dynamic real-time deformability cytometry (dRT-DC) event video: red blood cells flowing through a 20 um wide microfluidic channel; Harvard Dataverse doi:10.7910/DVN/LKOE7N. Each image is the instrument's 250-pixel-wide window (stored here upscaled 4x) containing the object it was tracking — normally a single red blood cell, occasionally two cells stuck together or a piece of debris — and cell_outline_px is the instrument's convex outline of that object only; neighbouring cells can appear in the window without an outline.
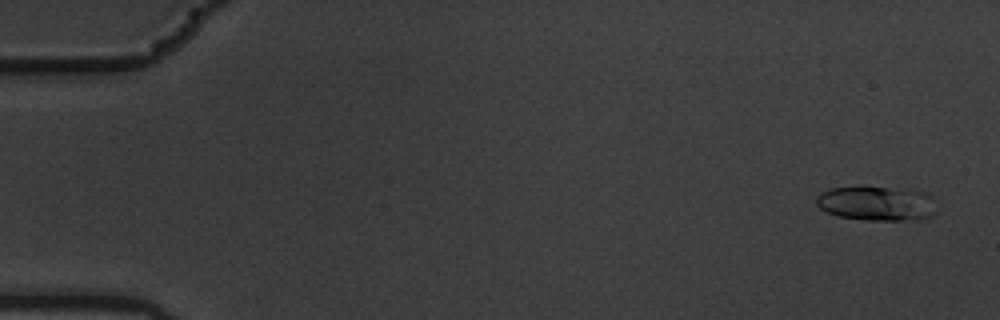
{"species": "common noctule bat (a hibernating species)", "species_latin": "Nyctalus noctula", "temperature_condition": "warm", "stored_images_in_passage": 10, "camera_frame_rate_fps": 3000, "um_per_image_px": 0.085, "animal": {"sex": "male", "body_mass_g": 19.5, "forearm_length_mm": 54.6}, "frame": {"image": 1, "passage_image": 1, "time_ms": 0.0, "image_size_px": [1000, 320], "cell_outline_px": [[936, 212], [932, 216], [916, 220], [868, 220], [836, 216], [820, 208], [816, 204], [816, 196], [820, 192], [828, 188], [860, 184], [908, 188], [924, 192], [932, 196]], "centroid_in_image_um": [74.49, 17.23], "position_along_channel_um": 10.5, "area_um2": 25.37}}
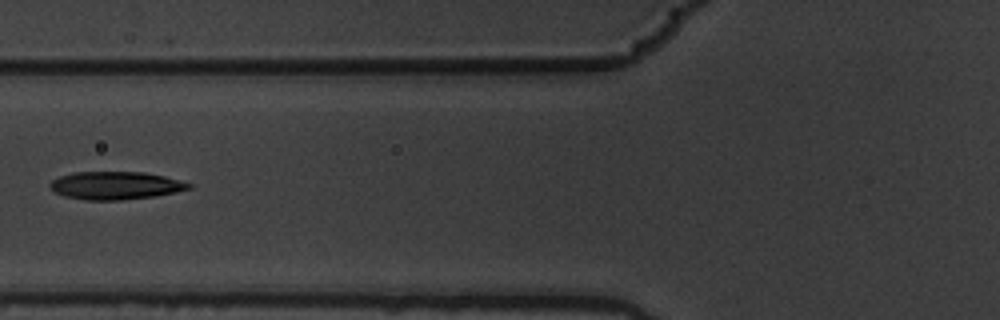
{"frame": {"image": 2, "passage_image": 7, "time_ms": 2.0, "image_size_px": [1000, 320], "cell_outline_px": [[192, 188], [176, 192], [156, 196], [120, 200], [84, 200], [64, 196], [52, 192], [48, 188], [48, 184], [52, 180], [60, 176], [72, 172], [144, 172], [164, 176], [192, 184]], "centroid_in_image_um": [9.76, 15.77], "position_along_channel_um": 116.0, "area_um2": 22.77}}
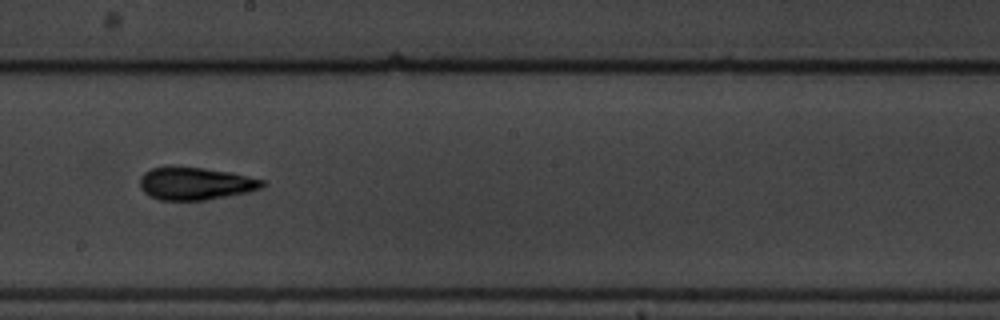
{"frame": {"image": 3, "passage_image": 10, "time_ms": 3.0, "image_size_px": [1000, 320], "cell_outline_px": [[268, 184], [264, 188], [248, 192], [204, 200], [160, 200], [148, 196], [140, 188], [140, 176], [144, 172], [152, 168], [168, 164], [204, 168], [228, 172], [264, 180]], "centroid_in_image_um": [16.57, 15.58], "position_along_channel_um": 231.6, "area_um2": 23.76}}